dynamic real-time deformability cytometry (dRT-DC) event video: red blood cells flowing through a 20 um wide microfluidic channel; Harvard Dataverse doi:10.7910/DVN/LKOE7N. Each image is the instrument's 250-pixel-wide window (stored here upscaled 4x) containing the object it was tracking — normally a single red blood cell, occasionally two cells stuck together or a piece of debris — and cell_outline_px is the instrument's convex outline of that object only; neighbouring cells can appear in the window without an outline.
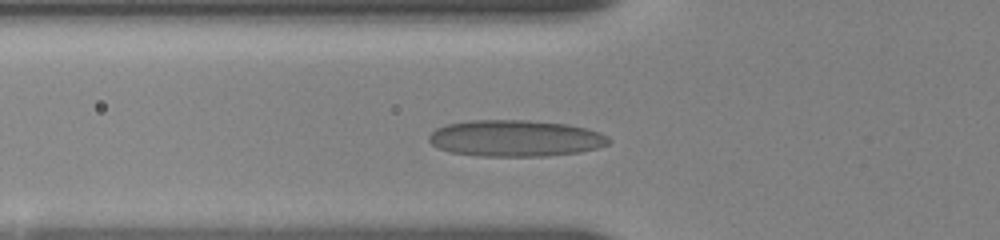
{"species": "human", "species_latin": "Homo sapiens", "temperature_condition": "room temperature", "stored_images_in_passage": 28, "camera_frame_rate_fps": 3000, "um_per_image_px": 0.085, "donor": {"sex": "female"}, "frame": {"image": 1, "passage_image": 3, "time_ms": 0.333, "image_size_px": [1000, 240], "cell_outline_px": [[612, 140], [608, 144], [596, 148], [580, 152], [548, 156], [480, 156], [452, 152], [440, 148], [432, 144], [428, 140], [428, 136], [436, 128], [448, 124], [468, 120], [528, 120], [568, 124], [600, 132], [608, 136]], "centroid_in_image_um": [43.83, 11.75], "position_along_channel_um": 82.0, "area_um2": 38.26}}
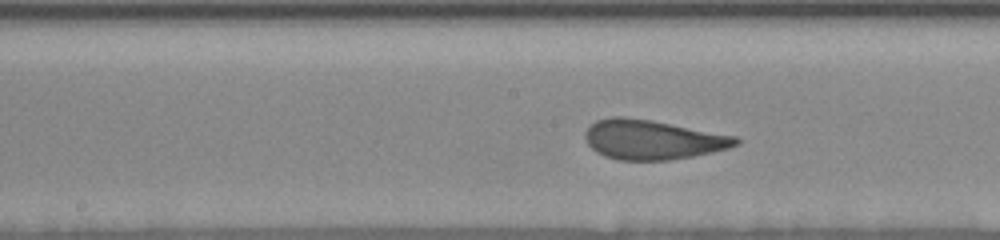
{"frame": {"image": 2, "passage_image": 16, "time_ms": 3.333, "image_size_px": [1000, 240], "cell_outline_px": [[740, 144], [728, 148], [712, 152], [692, 156], [668, 160], [616, 160], [604, 156], [596, 152], [588, 144], [584, 136], [584, 132], [596, 120], [612, 116], [624, 116], [652, 120], [736, 136], [740, 140]], "centroid_in_image_um": [55.44, 11.86], "position_along_channel_um": 192.8, "area_um2": 34.8}}
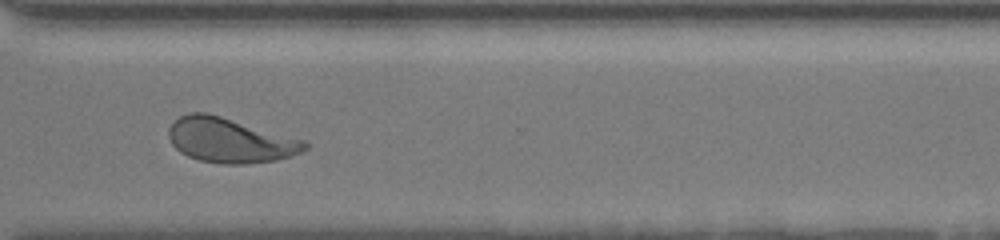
{"frame": {"image": 3, "passage_image": 27, "time_ms": 7.667, "image_size_px": [1000, 240], "cell_outline_px": [[308, 148], [300, 152], [276, 160], [244, 164], [220, 164], [200, 160], [188, 156], [180, 152], [172, 144], [168, 136], [168, 128], [180, 116], [188, 112], [204, 112], [220, 116], [304, 140], [308, 144]], "centroid_in_image_um": [19.52, 11.93], "position_along_channel_um": 351.1, "area_um2": 35.14}}